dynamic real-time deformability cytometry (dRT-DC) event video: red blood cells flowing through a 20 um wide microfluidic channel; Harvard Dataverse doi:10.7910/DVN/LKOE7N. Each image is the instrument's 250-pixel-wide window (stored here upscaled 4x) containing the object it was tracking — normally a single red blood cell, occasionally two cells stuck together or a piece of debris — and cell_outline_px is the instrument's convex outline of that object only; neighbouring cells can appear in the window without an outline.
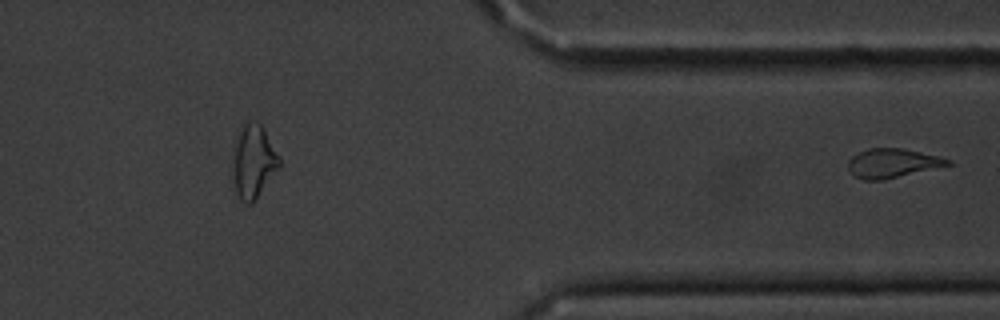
{"species": "common noctule bat (a hibernating species)", "species_latin": "Nyctalus noctula", "temperature_condition": "cold", "stored_images_in_passage": 40, "segment_of_instrument_passage": [2, 2], "camera_frame_rate_fps": 3000, "um_per_image_px": 0.085, "animal": {"sex": "male", "body_mass_g": 20.1, "forearm_length_mm": 53.5}, "frame": {"image": 1, "passage_image": 40, "time_ms": 13.0, "image_size_px": [1000, 320], "cell_outline_px": [[952, 164], [884, 180], [864, 180], [856, 176], [848, 168], [848, 160], [852, 156], [868, 148], [904, 148], [940, 156], [952, 160]], "centroid_in_image_um": [75.88, 13.86], "position_along_channel_um": 335.5, "area_um2": 16.88}}